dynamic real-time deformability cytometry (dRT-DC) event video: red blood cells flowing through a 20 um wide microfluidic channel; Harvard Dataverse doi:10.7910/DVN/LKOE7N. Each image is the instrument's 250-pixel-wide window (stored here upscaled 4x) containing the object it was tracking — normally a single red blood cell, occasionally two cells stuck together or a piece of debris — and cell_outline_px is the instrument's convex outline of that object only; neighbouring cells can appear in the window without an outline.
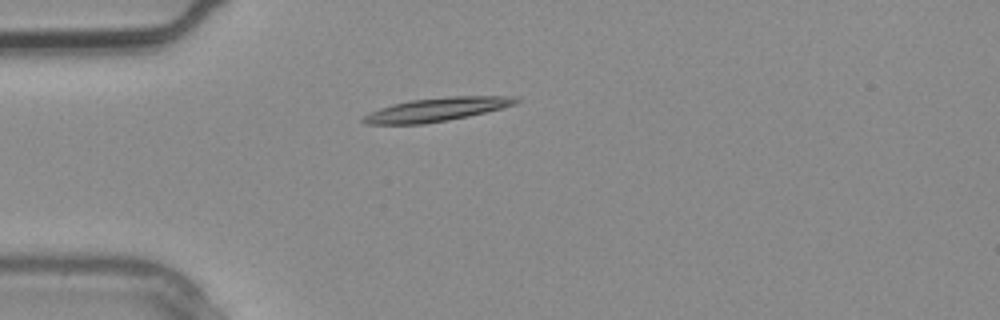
{"species": "common noctule bat (a hibernating species)", "species_latin": "Nyctalus noctula", "temperature_condition": "warm", "stored_images_in_passage": 3, "camera_frame_rate_fps": 3000, "um_per_image_px": 0.085, "animal": {"sex": "male", "body_mass_g": 20.4}, "frame": {"image": 1, "passage_image": 3, "time_ms": 0.667, "image_size_px": [1000, 320], "cell_outline_px": [[520, 100], [516, 104], [468, 116], [448, 120], [424, 124], [364, 124], [360, 120], [368, 112], [392, 104], [412, 100], [452, 96], [512, 96]], "centroid_in_image_um": [37.07, 9.31], "position_along_channel_um": 47.9, "area_um2": 20.81}}